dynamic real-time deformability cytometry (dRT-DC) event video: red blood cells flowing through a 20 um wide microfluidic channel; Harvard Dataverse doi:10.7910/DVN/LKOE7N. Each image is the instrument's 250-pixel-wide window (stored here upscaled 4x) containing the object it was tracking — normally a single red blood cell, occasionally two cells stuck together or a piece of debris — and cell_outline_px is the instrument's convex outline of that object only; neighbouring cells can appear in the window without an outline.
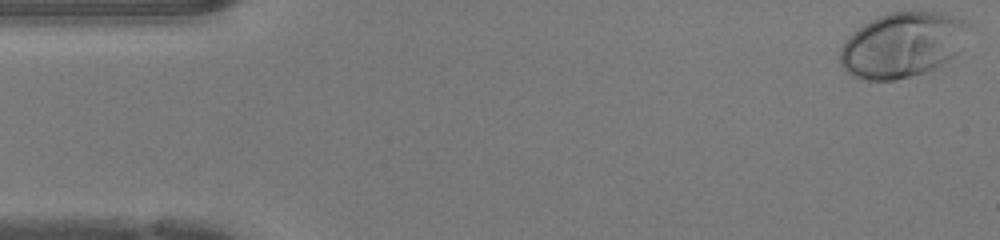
{"species": "human", "species_latin": "Homo sapiens", "temperature_condition": "warm", "stored_images_in_passage": 47, "camera_frame_rate_fps": 3000, "um_per_image_px": 0.085, "donor": {"sex": "female"}, "frame": {"image": 1, "passage_image": 1, "time_ms": 0.0, "image_size_px": [1000, 240], "cell_outline_px": [[972, 24], [956, 52], [948, 60], [924, 72], [892, 80], [868, 80], [852, 76], [840, 64], [840, 48], [848, 36], [864, 24], [888, 12], [940, 12], [964, 20]], "centroid_in_image_um": [76.67, 3.8], "position_along_channel_um": 8.3, "area_um2": 48.03}}
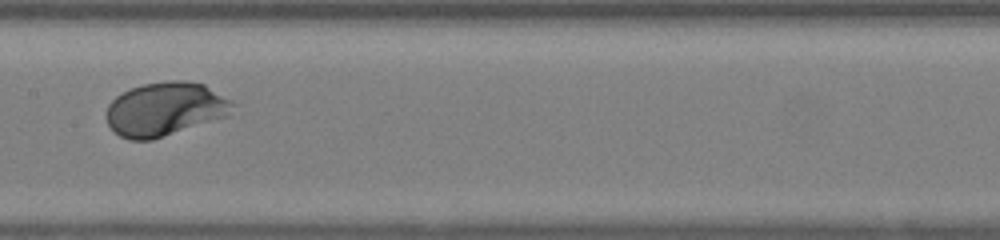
{"frame": {"image": 2, "passage_image": 23, "time_ms": 7.333, "image_size_px": [1000, 240], "cell_outline_px": [[236, 104], [224, 116], [152, 140], [128, 140], [120, 136], [108, 124], [104, 116], [108, 104], [116, 96], [132, 88], [144, 84], [168, 80], [184, 80], [204, 84], [232, 100]], "centroid_in_image_um": [13.99, 9.26], "position_along_channel_um": 193.4, "area_um2": 39.19}}
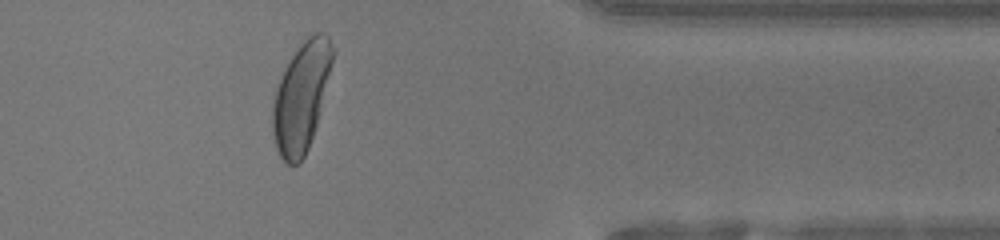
{"frame": {"image": 3, "passage_image": 38, "time_ms": 12.333, "image_size_px": [1000, 240], "cell_outline_px": [[332, 60], [316, 124], [308, 148], [300, 164], [288, 164], [280, 156], [276, 148], [272, 132], [272, 100], [276, 84], [292, 56], [304, 36], [312, 32], [324, 32], [328, 36], [332, 48]], "centroid_in_image_um": [25.56, 8.22], "position_along_channel_um": 385.8, "area_um2": 37.74}, "authors_computed_cell_mechanics": {"area_um2": 38.9572, "velocity_mm_per_s": 4.2645, "shape_relaxation_time_tau1_ms": 1.7015, "shape_relaxation_time_tau2_ms": null, "deformation_change_tau1": 0.1346, "deformation_change_tau2": null}}